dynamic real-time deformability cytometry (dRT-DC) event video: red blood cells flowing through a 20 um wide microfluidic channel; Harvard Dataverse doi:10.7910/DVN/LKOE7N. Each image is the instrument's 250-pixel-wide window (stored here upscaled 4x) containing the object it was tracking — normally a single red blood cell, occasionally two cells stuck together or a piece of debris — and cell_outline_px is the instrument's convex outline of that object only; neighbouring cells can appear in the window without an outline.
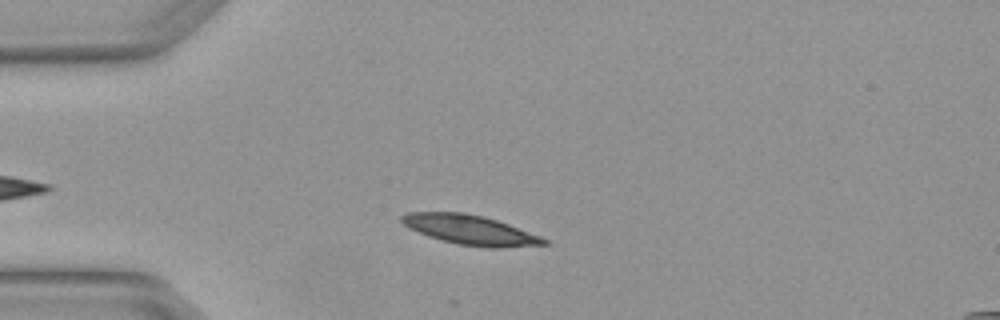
{"species": "Egyptian fruit bat (a non-hibernating species)", "species_latin": "Rousettus aegyptiacus", "temperature_condition": "warm", "stored_images_in_passage": 5, "camera_frame_rate_fps": 3000, "um_per_image_px": 0.085, "animal": {"sex": "female"}, "frame": {"image": 1, "passage_image": 3, "time_ms": 0.667, "image_size_px": [1000, 320], "cell_outline_px": [[548, 244], [504, 248], [488, 248], [456, 244], [440, 240], [428, 236], [408, 228], [400, 220], [400, 216], [408, 212], [464, 212], [484, 216], [508, 224], [540, 236], [548, 240]], "centroid_in_image_um": [39.95, 19.54], "position_along_channel_um": 45.0, "area_um2": 24.68}}
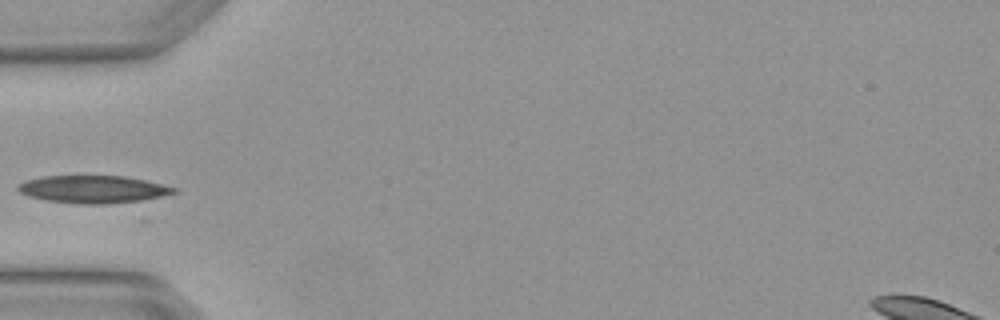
{"frame": {"image": 2, "passage_image": 4, "time_ms": 1.0, "image_size_px": [1000, 320], "cell_outline_px": [[180, 192], [140, 200], [104, 204], [80, 204], [44, 200], [28, 196], [20, 192], [16, 188], [16, 184], [24, 180], [40, 176], [124, 176], [144, 180], [176, 188]], "centroid_in_image_um": [7.83, 16.08], "position_along_channel_um": 77.2, "area_um2": 25.03}}
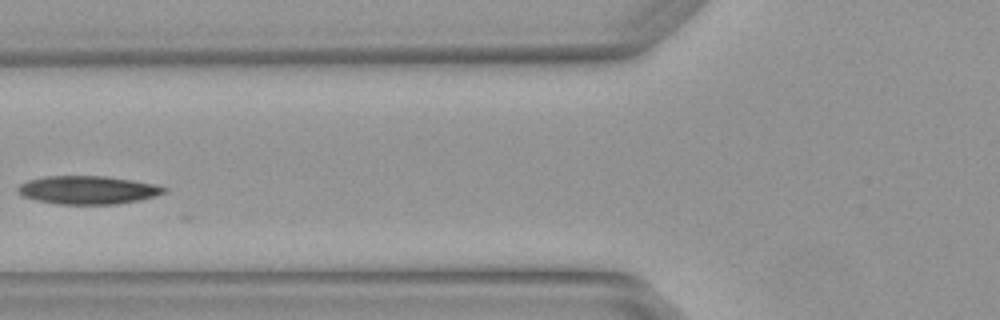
{"frame": {"image": 3, "passage_image": 5, "time_ms": 1.333, "image_size_px": [1000, 320], "cell_outline_px": [[168, 192], [156, 196], [140, 200], [116, 204], [60, 204], [36, 200], [20, 196], [16, 192], [16, 188], [20, 184], [28, 180], [44, 176], [104, 176], [132, 180], [156, 184], [168, 188]], "centroid_in_image_um": [7.47, 16.15], "position_along_channel_um": 118.3, "area_um2": 24.33}}